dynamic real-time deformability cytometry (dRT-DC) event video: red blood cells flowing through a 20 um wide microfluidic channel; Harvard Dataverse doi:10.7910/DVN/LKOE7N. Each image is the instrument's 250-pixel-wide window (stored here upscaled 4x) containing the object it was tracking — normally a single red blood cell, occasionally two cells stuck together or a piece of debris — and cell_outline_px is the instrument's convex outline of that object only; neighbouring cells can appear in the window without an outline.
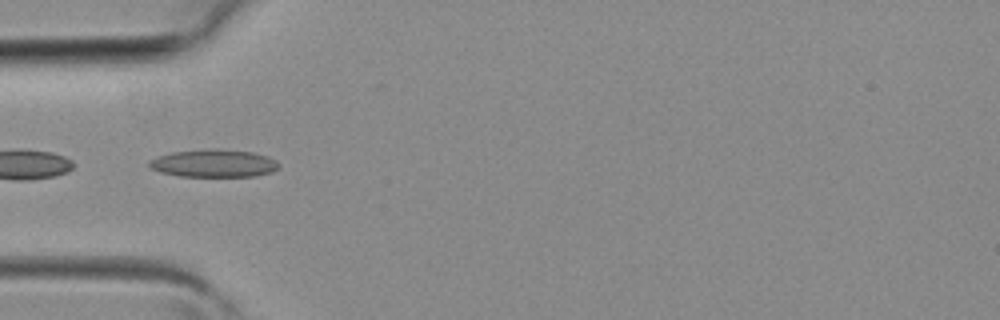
{"species": "common noctule bat (a hibernating species)", "species_latin": "Nyctalus noctula", "temperature_condition": "room temperature", "stored_images_in_passage": 4, "camera_frame_rate_fps": 3000, "um_per_image_px": 0.085, "animal": {"sex": "female", "body_mass_g": 19.3, "forearm_length_mm": 54.1}, "frame": {"image": 1, "passage_image": 4, "time_ms": 1.0, "image_size_px": [1000, 320], "cell_outline_px": [[280, 168], [272, 172], [256, 176], [180, 176], [160, 172], [152, 168], [148, 164], [152, 160], [160, 156], [172, 152], [212, 148], [216, 148], [252, 152], [268, 156], [276, 160], [280, 164]], "centroid_in_image_um": [18.25, 13.88], "position_along_channel_um": 66.8, "area_um2": 20.92}}